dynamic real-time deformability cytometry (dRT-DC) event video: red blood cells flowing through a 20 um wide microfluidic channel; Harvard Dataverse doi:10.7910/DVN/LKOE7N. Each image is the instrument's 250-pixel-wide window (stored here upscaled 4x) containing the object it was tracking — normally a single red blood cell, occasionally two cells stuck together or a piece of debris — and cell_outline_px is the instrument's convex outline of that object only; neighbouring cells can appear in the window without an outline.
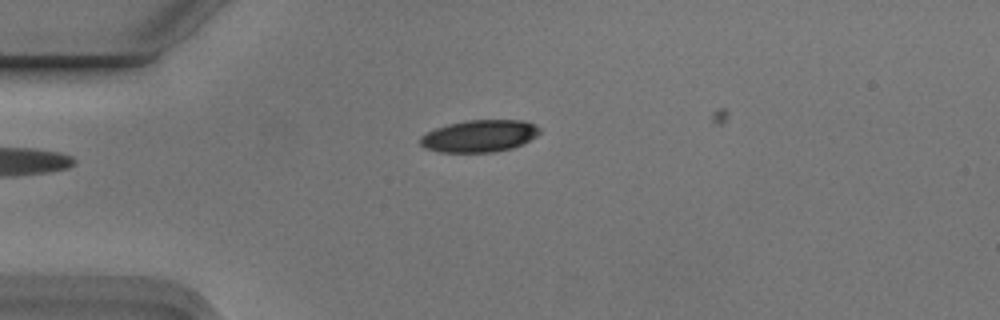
{"species": "Egyptian fruit bat (a non-hibernating species)", "species_latin": "Rousettus aegyptiacus", "temperature_condition": "cold", "stored_images_in_passage": 3, "camera_frame_rate_fps": 3000, "um_per_image_px": 0.085, "animal": {"sex": "male"}, "frame": {"image": 1, "passage_image": 3, "time_ms": 0.667, "image_size_px": [1000, 320], "cell_outline_px": [[540, 132], [536, 136], [524, 144], [512, 148], [492, 152], [440, 152], [424, 148], [420, 144], [420, 136], [436, 128], [448, 124], [464, 120], [524, 120], [536, 124], [540, 128]], "centroid_in_image_um": [40.77, 11.55], "position_along_channel_um": 44.2, "area_um2": 22.48}}